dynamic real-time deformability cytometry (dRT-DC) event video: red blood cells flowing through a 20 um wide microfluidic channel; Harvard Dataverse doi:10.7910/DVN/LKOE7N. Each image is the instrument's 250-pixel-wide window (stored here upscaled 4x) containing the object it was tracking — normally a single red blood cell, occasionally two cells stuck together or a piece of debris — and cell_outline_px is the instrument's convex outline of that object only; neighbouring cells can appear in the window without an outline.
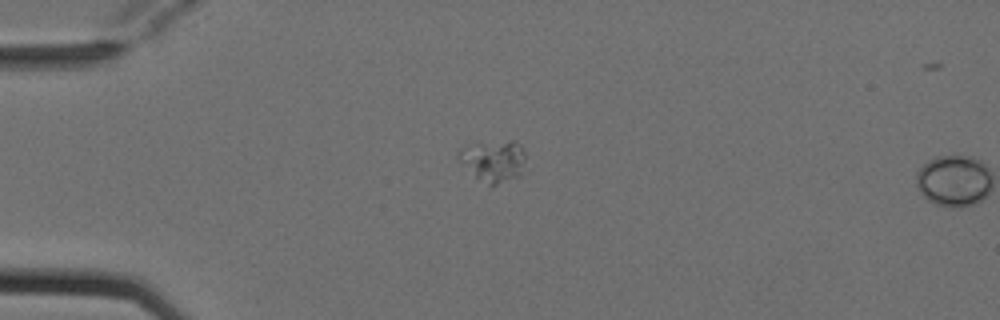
{"species": "Egyptian fruit bat (a non-hibernating species)", "species_latin": "Rousettus aegyptiacus", "temperature_condition": "cold", "stored_images_in_passage": 4, "segment_of_instrument_passage": [1, 2], "camera_frame_rate_fps": 3000, "um_per_image_px": 0.085, "animal": {"sex": "female"}, "frame": {"image": 1, "passage_image": 3, "time_ms": 0.667, "image_size_px": [1000, 320], "cell_outline_px": [[524, 160], [520, 176], [492, 188], [476, 176], [456, 156], [456, 152], [460, 148], [468, 144], [512, 140], [520, 144], [524, 152]], "centroid_in_image_um": [41.94, 13.68], "position_along_channel_um": 43.1, "area_um2": 16.3}}